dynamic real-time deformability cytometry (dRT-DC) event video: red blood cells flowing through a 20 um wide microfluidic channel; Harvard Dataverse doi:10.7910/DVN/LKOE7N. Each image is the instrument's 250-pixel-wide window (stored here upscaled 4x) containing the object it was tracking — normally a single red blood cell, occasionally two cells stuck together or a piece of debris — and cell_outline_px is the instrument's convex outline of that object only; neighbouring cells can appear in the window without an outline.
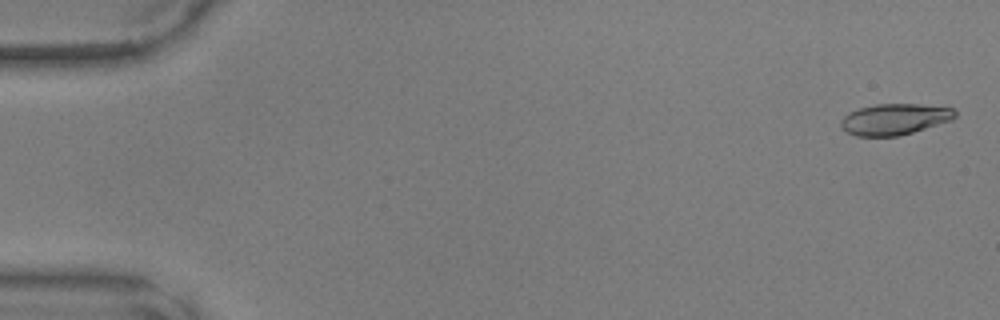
{"species": "common noctule bat (a hibernating species)", "species_latin": "Nyctalus noctula", "temperature_condition": "warm", "stored_images_in_passage": 49, "camera_frame_rate_fps": 3000, "um_per_image_px": 0.085, "animal": {"sex": "male", "body_mass_g": 17.9, "forearm_length_mm": 54.2}, "frame": {"image": 1, "passage_image": 2, "time_ms": 0.333, "image_size_px": [1000, 320], "cell_outline_px": [[956, 116], [952, 120], [900, 136], [856, 136], [840, 128], [840, 120], [848, 112], [860, 108], [876, 104], [920, 104], [952, 108], [956, 112]], "centroid_in_image_um": [76.02, 10.13], "position_along_channel_um": 9.0, "area_um2": 20.75}}
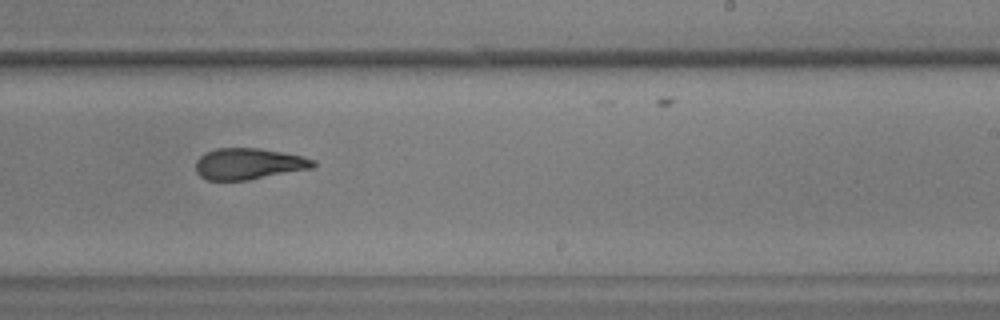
{"frame": {"image": 2, "passage_image": 31, "time_ms": 10.0, "image_size_px": [1000, 320], "cell_outline_px": [[316, 164], [312, 168], [248, 180], [208, 180], [200, 176], [196, 172], [196, 160], [204, 152], [216, 148], [260, 148], [304, 156], [316, 160]], "centroid_in_image_um": [21.13, 13.91], "position_along_channel_um": 267.9, "area_um2": 21.5}}
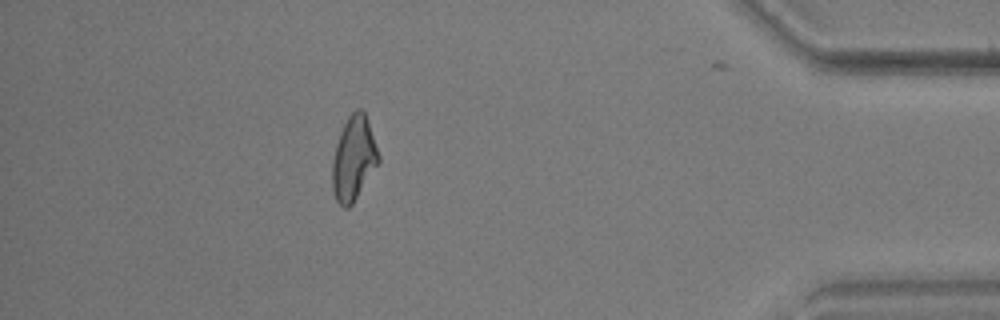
{"frame": {"image": 3, "passage_image": 44, "time_ms": 14.333, "image_size_px": [1000, 320], "cell_outline_px": [[380, 160], [352, 204], [348, 208], [344, 208], [336, 200], [332, 188], [332, 160], [336, 144], [340, 132], [348, 116], [356, 108], [360, 108], [364, 112], [368, 120], [380, 156]], "centroid_in_image_um": [30.05, 13.45], "position_along_channel_um": 405.2, "area_um2": 22.54}}